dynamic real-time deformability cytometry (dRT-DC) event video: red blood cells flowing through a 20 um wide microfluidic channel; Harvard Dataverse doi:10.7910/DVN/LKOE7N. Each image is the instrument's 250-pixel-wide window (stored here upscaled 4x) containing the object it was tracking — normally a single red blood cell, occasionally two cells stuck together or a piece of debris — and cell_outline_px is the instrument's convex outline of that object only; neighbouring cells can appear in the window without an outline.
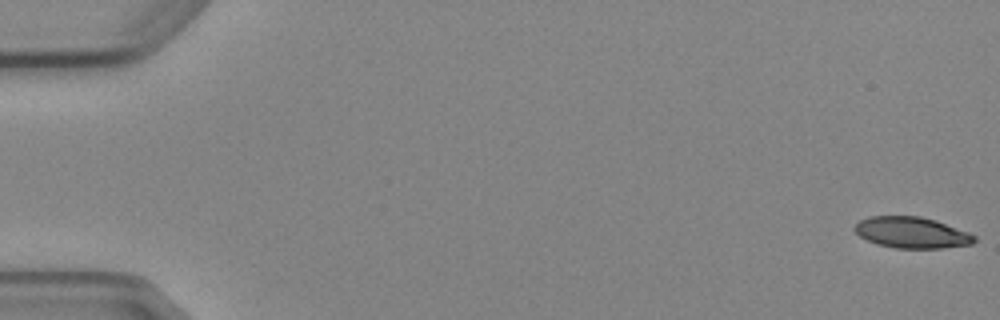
{"species": "Egyptian fruit bat (a non-hibernating species)", "species_latin": "Rousettus aegyptiacus", "temperature_condition": "cold", "stored_images_in_passage": 8, "camera_frame_rate_fps": 3000, "um_per_image_px": 0.085, "animal": {"sex": "female"}, "frame": {"image": 1, "passage_image": 1, "time_ms": 0.0, "image_size_px": [1000, 320], "cell_outline_px": [[976, 240], [972, 244], [944, 248], [896, 248], [876, 244], [860, 236], [852, 228], [860, 220], [868, 216], [920, 216], [936, 220], [968, 232], [976, 236]], "centroid_in_image_um": [77.5, 19.76], "position_along_channel_um": 7.5, "area_um2": 21.79}}
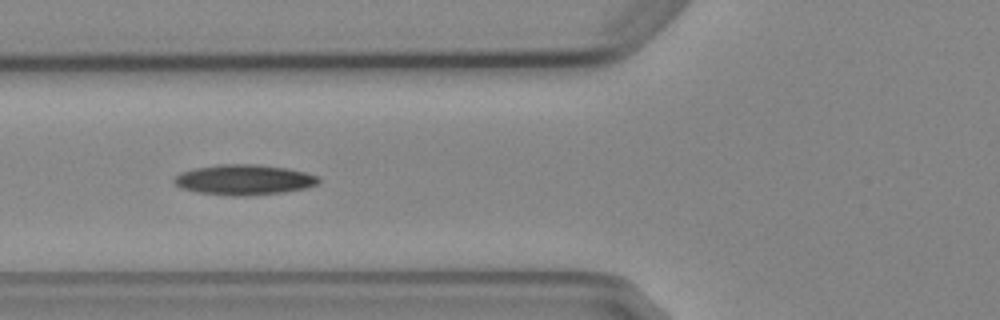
{"frame": {"image": 2, "passage_image": 6, "time_ms": 6.667, "image_size_px": [1000, 320], "cell_outline_px": [[320, 180], [316, 184], [304, 188], [284, 192], [244, 196], [232, 196], [200, 192], [180, 188], [172, 180], [180, 172], [196, 168], [216, 164], [256, 164], [288, 168], [320, 176]], "centroid_in_image_um": [20.74, 15.27], "position_along_channel_um": 105.1, "area_um2": 25.49}}
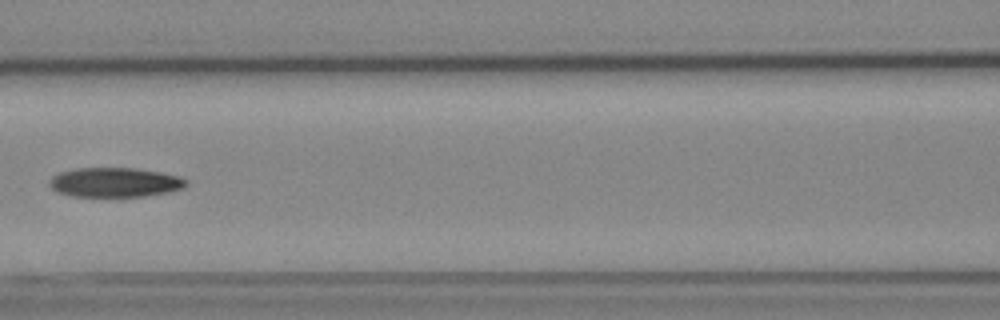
{"frame": {"image": 3, "passage_image": 7, "time_ms": 8.0, "image_size_px": [1000, 320], "cell_outline_px": [[188, 184], [184, 188], [168, 192], [144, 196], [72, 196], [56, 192], [48, 184], [48, 180], [52, 176], [60, 172], [76, 168], [136, 168], [160, 172], [180, 176], [188, 180]], "centroid_in_image_um": [9.76, 15.49], "position_along_channel_um": 156.8, "area_um2": 23.64}}